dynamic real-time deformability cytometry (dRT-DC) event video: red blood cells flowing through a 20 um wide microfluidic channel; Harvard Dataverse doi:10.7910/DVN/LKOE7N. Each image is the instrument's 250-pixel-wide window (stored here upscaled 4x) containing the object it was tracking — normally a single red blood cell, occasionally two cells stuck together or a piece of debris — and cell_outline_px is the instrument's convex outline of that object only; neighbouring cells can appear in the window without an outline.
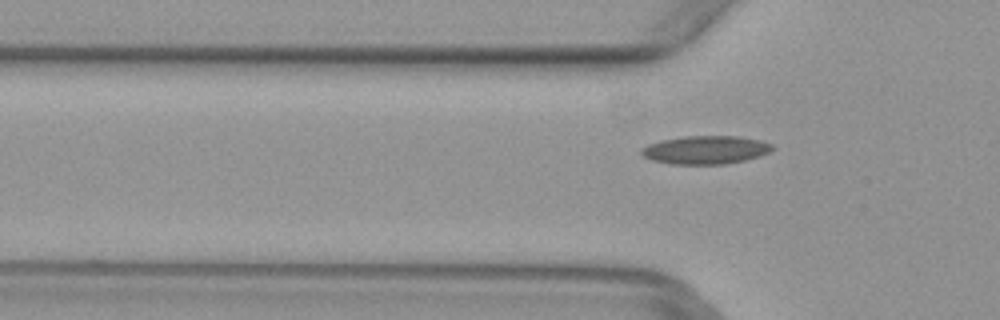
{"species": "common noctule bat (a hibernating species)", "species_latin": "Nyctalus noctula", "temperature_condition": "warm", "stored_images_in_passage": 4, "camera_frame_rate_fps": 3000, "um_per_image_px": 0.085, "animal": {"sex": "female", "body_mass_g": 29.2, "forearm_length_mm": 56.3}, "frame": {"image": 1, "passage_image": 4, "time_ms": 1.0, "image_size_px": [1000, 320], "cell_outline_px": [[772, 148], [768, 152], [760, 156], [744, 160], [724, 164], [672, 164], [652, 160], [644, 156], [640, 152], [640, 148], [648, 144], [660, 140], [684, 136], [740, 136], [760, 140], [772, 144]], "centroid_in_image_um": [59.94, 12.73], "position_along_channel_um": 65.9, "area_um2": 21.56}}